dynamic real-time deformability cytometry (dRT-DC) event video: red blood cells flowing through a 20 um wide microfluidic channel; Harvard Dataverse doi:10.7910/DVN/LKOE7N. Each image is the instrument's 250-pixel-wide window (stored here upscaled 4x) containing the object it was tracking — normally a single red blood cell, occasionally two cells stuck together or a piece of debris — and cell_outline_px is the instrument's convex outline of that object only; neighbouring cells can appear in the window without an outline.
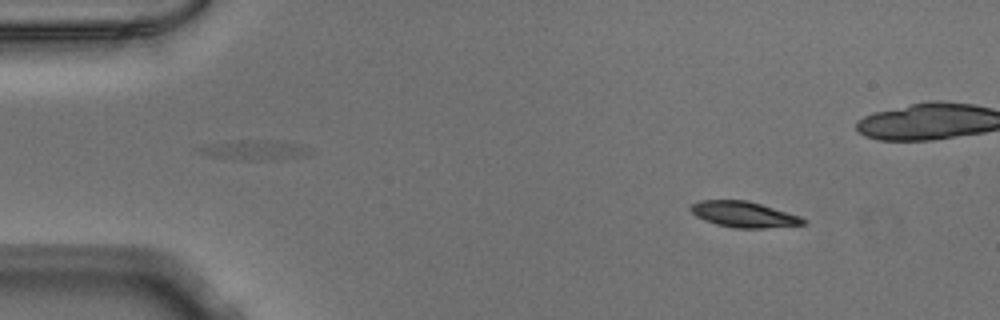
{"species": "Egyptian fruit bat (a non-hibernating species)", "species_latin": "Rousettus aegyptiacus", "temperature_condition": "warm", "stored_images_in_passage": 48, "camera_frame_rate_fps": 3000, "um_per_image_px": 0.085, "animal": {"sex": "male"}, "frame": {"image": 1, "passage_image": 1, "time_ms": 0.0, "image_size_px": [1000, 320], "cell_outline_px": [[808, 224], [764, 228], [732, 228], [716, 224], [704, 220], [696, 216], [688, 208], [692, 204], [700, 200], [748, 200], [800, 216], [808, 220]], "centroid_in_image_um": [63.24, 18.23], "position_along_channel_um": 21.8, "area_um2": 17.05}}
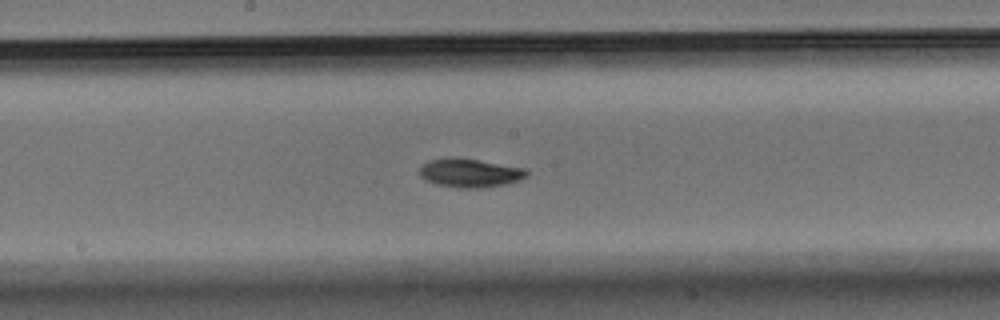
{"frame": {"image": 2, "passage_image": 22, "time_ms": 7.0, "image_size_px": [1000, 320], "cell_outline_px": [[528, 176], [520, 180], [504, 184], [480, 188], [460, 188], [436, 184], [424, 180], [420, 176], [420, 168], [428, 160], [444, 156], [456, 156], [528, 168]], "centroid_in_image_um": [39.94, 14.67], "position_along_channel_um": 208.3, "area_um2": 18.38}}
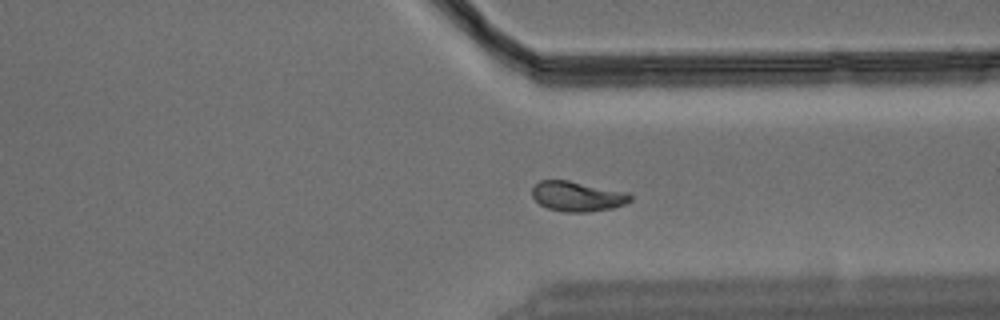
{"frame": {"image": 3, "passage_image": 34, "time_ms": 11.0, "image_size_px": [1000, 320], "cell_outline_px": [[632, 200], [624, 204], [612, 208], [588, 212], [564, 212], [548, 208], [540, 204], [532, 196], [532, 188], [540, 180], [568, 180], [628, 192], [632, 196]], "centroid_in_image_um": [49.09, 16.69], "position_along_channel_um": 362.3, "area_um2": 17.17}}